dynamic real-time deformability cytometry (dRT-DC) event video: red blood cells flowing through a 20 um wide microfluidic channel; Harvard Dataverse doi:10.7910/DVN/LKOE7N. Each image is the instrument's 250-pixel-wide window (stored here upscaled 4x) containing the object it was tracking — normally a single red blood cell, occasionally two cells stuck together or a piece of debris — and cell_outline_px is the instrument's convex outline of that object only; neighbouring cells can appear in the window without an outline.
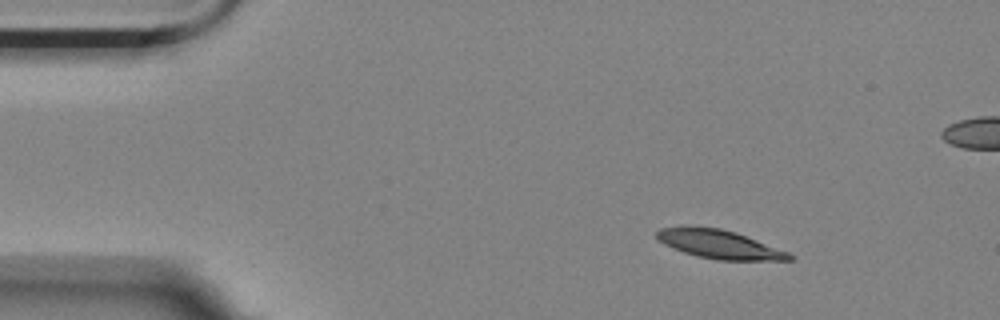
{"species": "Egyptian fruit bat (a non-hibernating species)", "species_latin": "Rousettus aegyptiacus", "temperature_condition": "room temperature", "stored_images_in_passage": 51, "camera_frame_rate_fps": 3000, "um_per_image_px": 0.085, "animal": {"sex": "female"}, "frame": {"image": 1, "passage_image": 1, "time_ms": 0.0, "image_size_px": [1000, 320], "cell_outline_px": [[796, 256], [792, 260], [716, 260], [696, 256], [672, 248], [664, 244], [656, 236], [656, 232], [660, 228], [680, 224], [692, 224], [720, 228], [736, 232], [788, 252]], "centroid_in_image_um": [61.07, 20.73], "position_along_channel_um": 23.9, "area_um2": 22.66}}
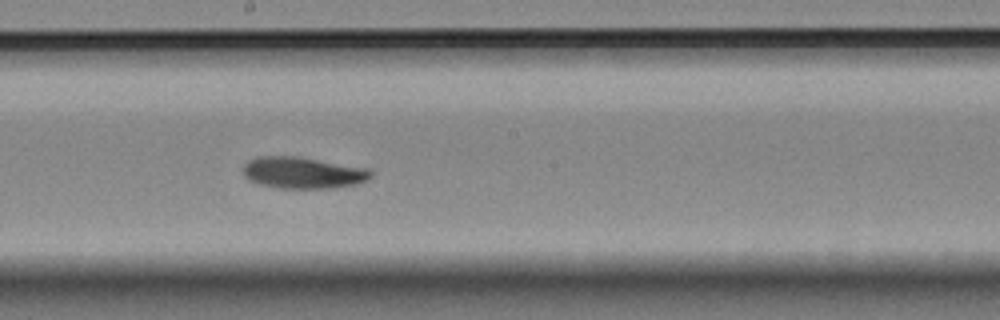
{"frame": {"image": 2, "passage_image": 24, "time_ms": 7.667, "image_size_px": [1000, 320], "cell_outline_px": [[372, 176], [368, 180], [356, 184], [336, 188], [280, 188], [256, 184], [248, 180], [244, 176], [244, 164], [248, 160], [256, 156], [300, 156], [368, 168], [372, 172]], "centroid_in_image_um": [25.74, 14.68], "position_along_channel_um": 222.5, "area_um2": 23.87}}
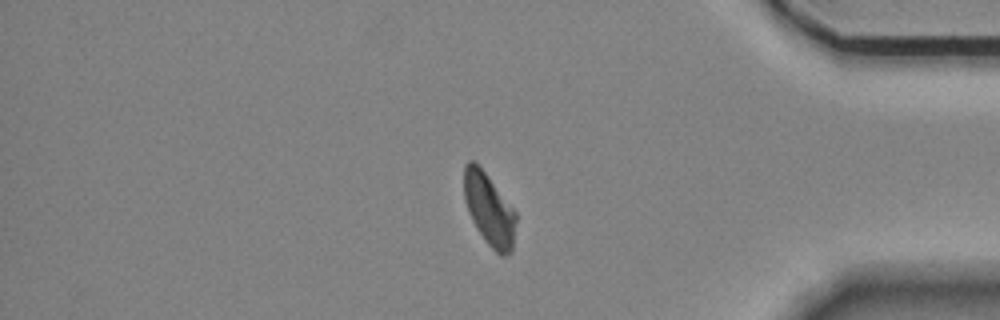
{"frame": {"image": 3, "passage_image": 41, "time_ms": 13.333, "image_size_px": [1000, 320], "cell_outline_px": [[516, 220], [512, 252], [504, 256], [500, 256], [484, 240], [472, 220], [468, 212], [464, 196], [464, 164], [468, 160], [476, 160], [516, 212]], "centroid_in_image_um": [41.57, 17.78], "position_along_channel_um": 393.6, "area_um2": 21.96}, "authors_computed_cell_mechanics": {"area_um2": 23.2356, "velocity_mm_per_s": 3.4853, "shape_relaxation_time_tau1_ms": 4.4911, "shape_relaxation_time_tau2_ms": null, "deformation_change_tau1": 0.1426, "deformation_change_tau2": null}}